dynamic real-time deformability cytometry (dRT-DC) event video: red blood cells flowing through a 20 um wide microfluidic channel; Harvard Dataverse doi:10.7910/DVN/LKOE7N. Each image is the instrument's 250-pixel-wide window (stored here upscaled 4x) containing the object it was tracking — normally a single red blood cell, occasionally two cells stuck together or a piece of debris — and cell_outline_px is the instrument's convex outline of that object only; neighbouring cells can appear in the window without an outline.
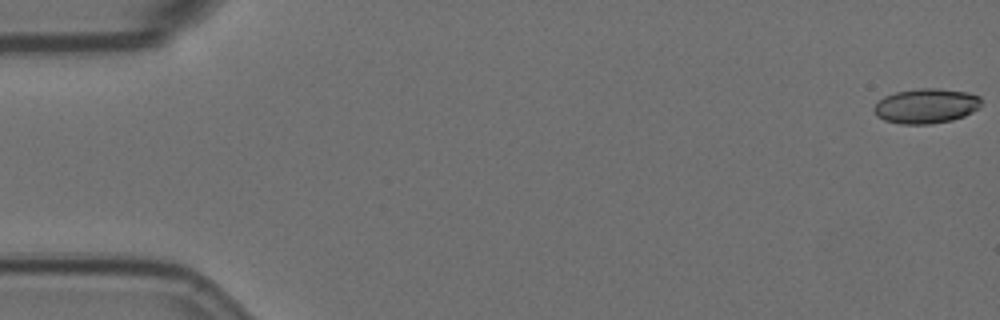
{"species": "Egyptian fruit bat (a non-hibernating species)", "species_latin": "Rousettus aegyptiacus", "temperature_condition": "room temperature", "stored_images_in_passage": 58, "camera_frame_rate_fps": 3000, "um_per_image_px": 0.085, "animal": {"sex": "female"}, "frame": {"image": 1, "passage_image": 1, "time_ms": 0.0, "image_size_px": [1000, 320], "cell_outline_px": [[980, 108], [964, 116], [952, 120], [932, 124], [900, 124], [884, 120], [876, 116], [872, 108], [884, 96], [896, 92], [920, 88], [936, 88], [968, 92], [980, 96]], "centroid_in_image_um": [78.71, 9.01], "position_along_channel_um": 6.3, "area_um2": 21.91}}
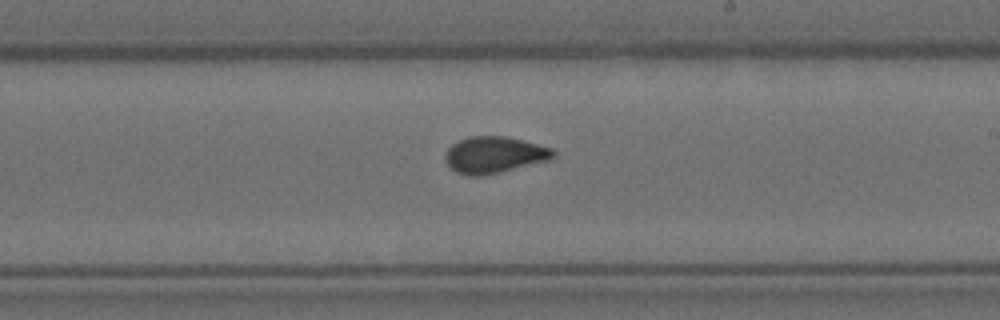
{"frame": {"image": 2, "passage_image": 34, "time_ms": 11.0, "image_size_px": [1000, 320], "cell_outline_px": [[556, 156], [552, 160], [480, 176], [468, 176], [456, 172], [448, 164], [444, 156], [448, 148], [452, 144], [468, 136], [508, 136], [552, 148], [556, 152]], "centroid_in_image_um": [42.04, 13.15], "position_along_channel_um": 247.0, "area_um2": 23.06}}
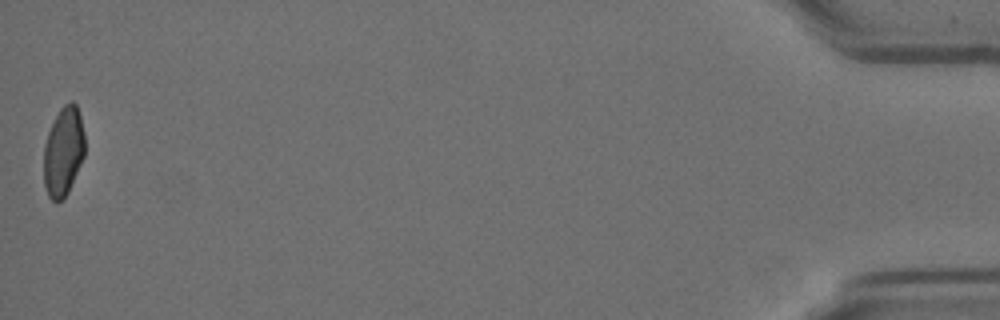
{"frame": {"image": 3, "passage_image": 58, "time_ms": 19.0, "image_size_px": [1000, 320], "cell_outline_px": [[84, 156], [68, 192], [56, 204], [48, 196], [44, 184], [44, 144], [48, 132], [60, 108], [64, 104], [72, 100], [76, 104], [80, 116], [84, 132]], "centroid_in_image_um": [5.38, 12.87], "position_along_channel_um": 429.8, "area_um2": 21.27}, "authors_computed_cell_mechanics": {"area_um2": 22.253, "velocity_mm_per_s": 3.5189, "shape_relaxation_time_tau1_ms": null, "shape_relaxation_time_tau2_ms": 1.2128, "deformation_change_tau1": null, "deformation_change_tau2": 0.0394}}